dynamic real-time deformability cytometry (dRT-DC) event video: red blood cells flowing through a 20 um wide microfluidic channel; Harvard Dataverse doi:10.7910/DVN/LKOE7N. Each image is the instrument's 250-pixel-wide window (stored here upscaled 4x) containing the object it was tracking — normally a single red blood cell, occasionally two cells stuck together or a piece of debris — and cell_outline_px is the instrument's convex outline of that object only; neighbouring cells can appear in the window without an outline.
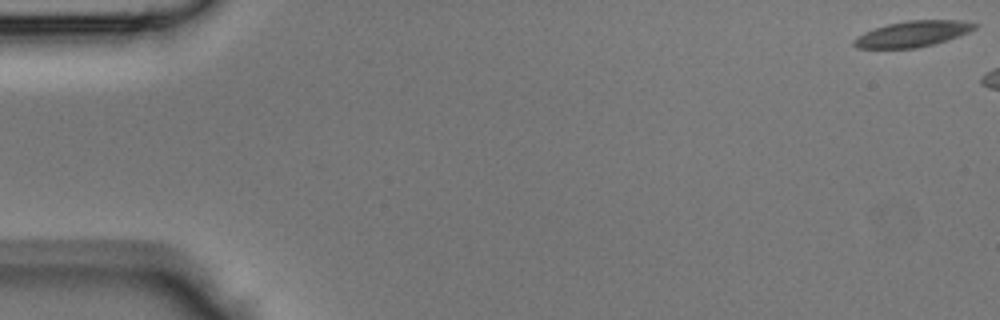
{"species": "Egyptian fruit bat (a non-hibernating species)", "species_latin": "Rousettus aegyptiacus", "temperature_condition": "room temperature", "stored_images_in_passage": 37, "camera_frame_rate_fps": 3000, "um_per_image_px": 0.085, "animal": {"sex": "male"}, "frame": {"image": 1, "passage_image": 1, "time_ms": 0.0, "image_size_px": [1000, 320], "cell_outline_px": [[980, 24], [976, 28], [960, 36], [948, 40], [916, 48], [856, 48], [852, 44], [852, 40], [856, 36], [864, 32], [888, 24], [908, 20], [960, 20]], "centroid_in_image_um": [77.58, 2.88], "position_along_channel_um": 7.4, "area_um2": 18.26}}
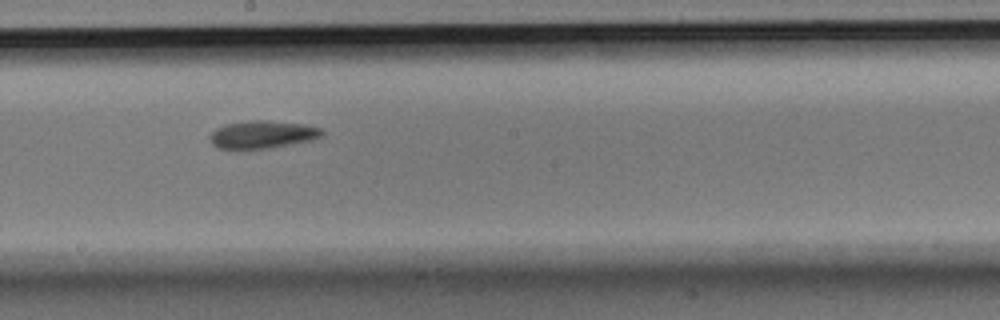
{"frame": {"image": 2, "passage_image": 25, "time_ms": 8.0, "image_size_px": [1000, 320], "cell_outline_px": [[324, 136], [312, 140], [268, 148], [236, 152], [216, 148], [208, 140], [208, 136], [216, 128], [224, 124], [244, 120], [264, 120], [304, 124], [320, 128], [324, 132]], "centroid_in_image_um": [22.2, 11.47], "position_along_channel_um": 226.0, "area_um2": 18.96}}
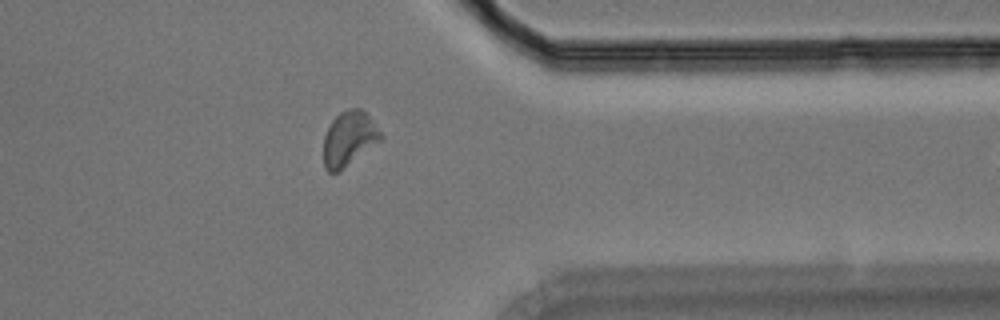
{"frame": {"image": 3, "passage_image": 36, "time_ms": 11.667, "image_size_px": [1000, 320], "cell_outline_px": [[384, 140], [336, 172], [328, 172], [324, 168], [324, 136], [332, 120], [340, 112], [352, 108], [360, 108], [368, 116], [384, 136]], "centroid_in_image_um": [29.68, 11.78], "position_along_channel_um": 381.7, "area_um2": 18.03}}